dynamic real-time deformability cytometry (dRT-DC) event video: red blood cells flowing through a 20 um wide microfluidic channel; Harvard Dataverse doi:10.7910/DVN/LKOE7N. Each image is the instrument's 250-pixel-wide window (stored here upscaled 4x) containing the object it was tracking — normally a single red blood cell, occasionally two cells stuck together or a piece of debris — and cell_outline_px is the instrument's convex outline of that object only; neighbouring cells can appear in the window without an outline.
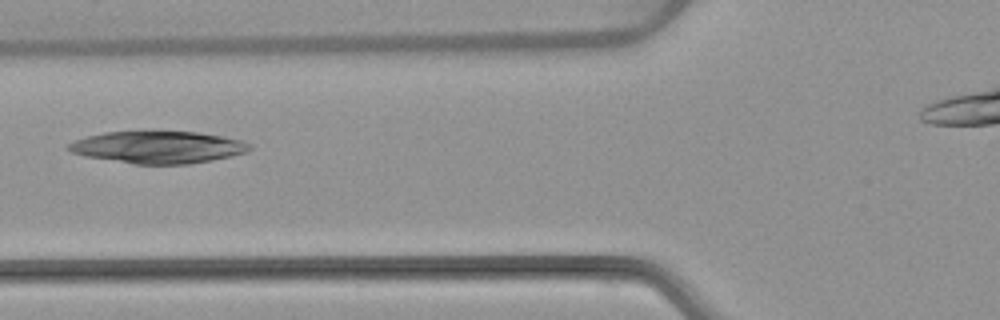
{"species": "common noctule bat (a hibernating species)", "species_latin": "Nyctalus noctula", "temperature_condition": "warm", "stored_images_in_passage": 3, "camera_frame_rate_fps": 3000, "um_per_image_px": 0.085, "animal": {"sex": "female", "body_mass_g": 22.7, "forearm_length_mm": 54.2}, "frame": {"image": 1, "passage_image": 3, "time_ms": 2.333, "image_size_px": [1000, 320], "cell_outline_px": [[252, 148], [248, 152], [232, 156], [212, 160], [188, 164], [132, 164], [84, 156], [72, 152], [68, 148], [68, 144], [76, 140], [88, 136], [104, 132], [196, 132], [220, 136], [240, 140], [252, 144]], "centroid_in_image_um": [13.46, 12.52], "position_along_channel_um": 112.3, "area_um2": 33.7}}